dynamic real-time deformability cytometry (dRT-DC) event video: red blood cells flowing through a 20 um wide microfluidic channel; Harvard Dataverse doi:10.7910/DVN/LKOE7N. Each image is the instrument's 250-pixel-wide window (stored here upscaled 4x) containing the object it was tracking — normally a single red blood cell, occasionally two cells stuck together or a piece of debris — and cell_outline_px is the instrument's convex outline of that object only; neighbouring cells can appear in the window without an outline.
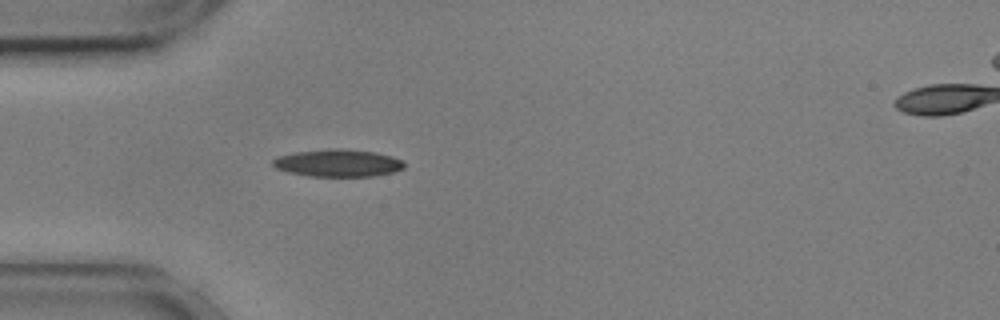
{"species": "common noctule bat (a hibernating species)", "species_latin": "Nyctalus noctula", "temperature_condition": "cold", "stored_images_in_passage": 40, "camera_frame_rate_fps": 3000, "um_per_image_px": 0.085, "animal": {"sex": "male", "body_mass_g": 17.9, "forearm_length_mm": 54.2}, "frame": {"image": 1, "passage_image": 1, "time_ms": 0.0, "image_size_px": [1000, 320], "cell_outline_px": [[404, 168], [392, 172], [372, 176], [308, 176], [288, 172], [276, 168], [272, 164], [272, 160], [276, 156], [296, 152], [328, 148], [340, 148], [376, 152], [392, 156], [404, 160]], "centroid_in_image_um": [28.71, 13.84], "position_along_channel_um": 56.3, "area_um2": 21.1}}
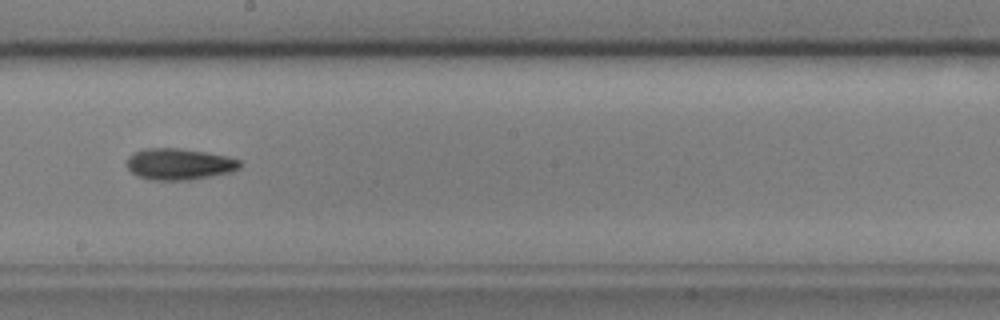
{"frame": {"image": 2, "passage_image": 16, "time_ms": 5.0, "image_size_px": [1000, 320], "cell_outline_px": [[240, 168], [232, 172], [188, 180], [152, 180], [136, 176], [128, 168], [128, 156], [132, 152], [144, 148], [176, 148], [204, 152], [224, 156], [240, 160]], "centroid_in_image_um": [15.19, 13.95], "position_along_channel_um": 233.0, "area_um2": 20.58}}
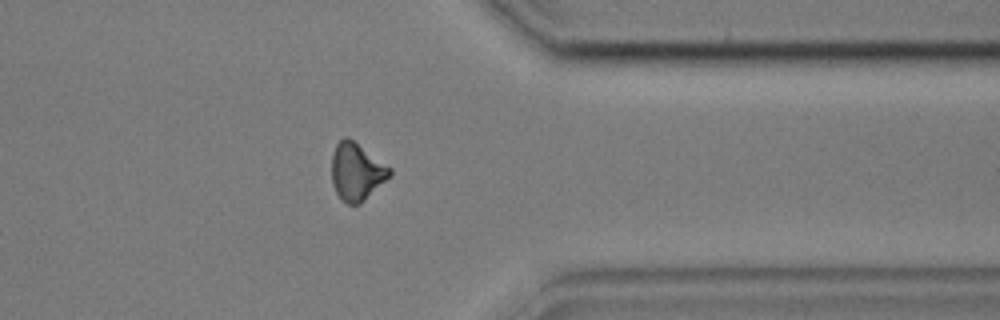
{"frame": {"image": 3, "passage_image": 29, "time_ms": 9.333, "image_size_px": [1000, 320], "cell_outline_px": [[392, 176], [360, 204], [348, 204], [340, 200], [332, 184], [332, 156], [336, 144], [344, 136], [348, 136], [392, 168]], "centroid_in_image_um": [30.33, 14.6], "position_along_channel_um": 381.1, "area_um2": 19.71}, "authors_computed_cell_mechanics": {"area_um2": 19.7098, "velocity_mm_per_s": 3.6218, "shape_relaxation_time_tau1_ms": 5.1718, "shape_relaxation_time_tau2_ms": 7.6548, "deformation_change_tau1": 0.1306, "deformation_change_tau2": 0.167}}